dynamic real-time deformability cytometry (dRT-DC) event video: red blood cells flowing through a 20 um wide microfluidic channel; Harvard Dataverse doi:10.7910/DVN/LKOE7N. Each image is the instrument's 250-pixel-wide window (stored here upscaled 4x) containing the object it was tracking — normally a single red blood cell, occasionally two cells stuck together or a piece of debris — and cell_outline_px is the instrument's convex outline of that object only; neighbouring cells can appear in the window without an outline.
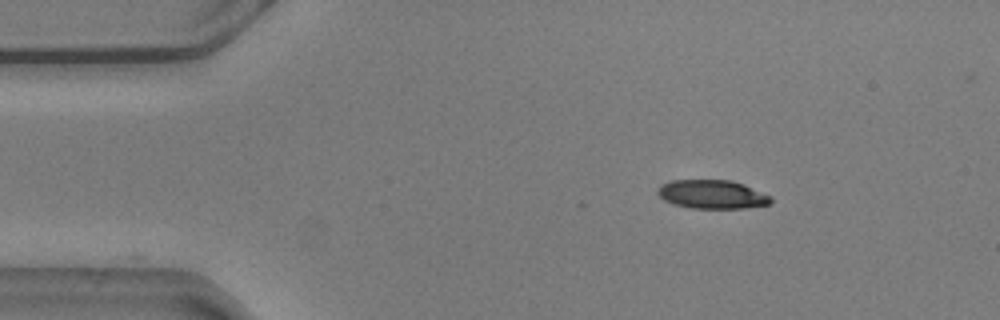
{"species": "common noctule bat (a hibernating species)", "species_latin": "Nyctalus noctula", "temperature_condition": "warm", "stored_images_in_passage": 10, "camera_frame_rate_fps": 3000, "um_per_image_px": 0.085, "animal": {"sex": "male", "body_mass_g": 20.5, "forearm_length_mm": 52.5}, "frame": {"image": 1, "passage_image": 1, "time_ms": 0.0, "image_size_px": [1000, 320], "cell_outline_px": [[772, 204], [744, 208], [692, 208], [676, 204], [664, 200], [656, 192], [664, 184], [672, 180], [732, 180], [744, 184], [772, 196]], "centroid_in_image_um": [60.6, 16.52], "position_along_channel_um": 24.4, "area_um2": 18.84}}
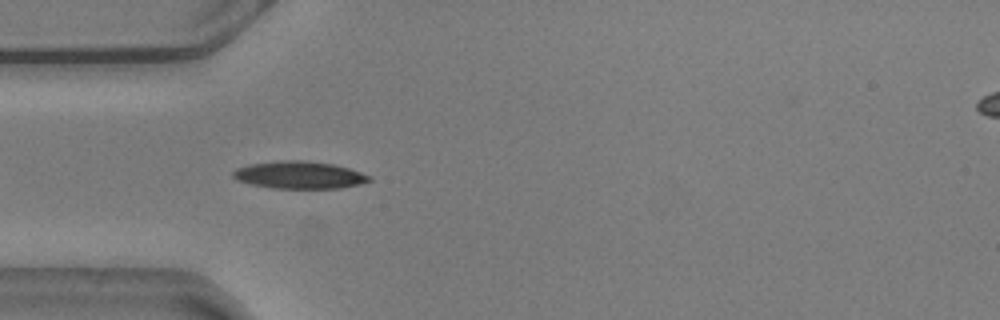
{"frame": {"image": 2, "passage_image": 9, "time_ms": 2.667, "image_size_px": [1000, 320], "cell_outline_px": [[372, 180], [360, 184], [340, 188], [272, 188], [252, 184], [236, 180], [232, 176], [232, 172], [236, 168], [248, 164], [284, 160], [300, 160], [332, 164], [348, 168], [372, 176]], "centroid_in_image_um": [25.43, 14.87], "position_along_channel_um": 59.6, "area_um2": 21.68}}